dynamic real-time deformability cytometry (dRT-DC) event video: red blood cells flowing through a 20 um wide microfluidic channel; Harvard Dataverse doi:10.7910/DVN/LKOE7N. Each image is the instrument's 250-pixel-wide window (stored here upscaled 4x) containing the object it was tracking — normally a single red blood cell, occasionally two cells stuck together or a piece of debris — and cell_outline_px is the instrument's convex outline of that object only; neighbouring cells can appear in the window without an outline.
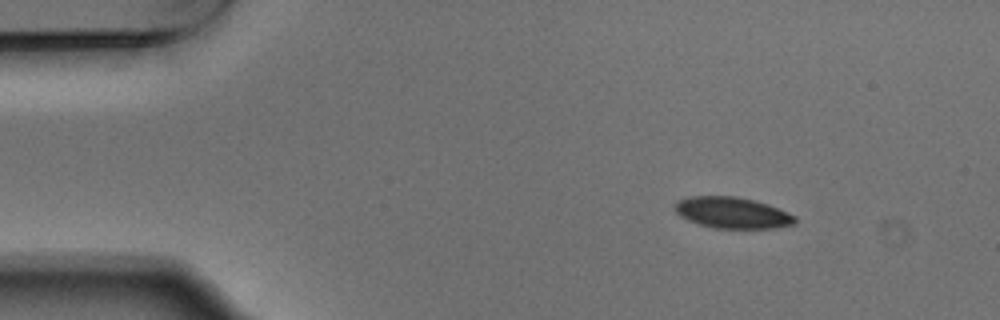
{"species": "Egyptian fruit bat (a non-hibernating species)", "species_latin": "Rousettus aegyptiacus", "temperature_condition": "warm", "stored_images_in_passage": 3, "camera_frame_rate_fps": 3000, "um_per_image_px": 0.085, "animal": {"sex": "male"}, "frame": {"image": 1, "passage_image": 1, "time_ms": 0.0, "image_size_px": [1000, 320], "cell_outline_px": [[796, 224], [772, 228], [712, 228], [688, 220], [680, 216], [672, 208], [676, 200], [688, 196], [736, 196], [768, 204], [796, 216]], "centroid_in_image_um": [62.2, 18.07], "position_along_channel_um": 22.8, "area_um2": 21.96}}